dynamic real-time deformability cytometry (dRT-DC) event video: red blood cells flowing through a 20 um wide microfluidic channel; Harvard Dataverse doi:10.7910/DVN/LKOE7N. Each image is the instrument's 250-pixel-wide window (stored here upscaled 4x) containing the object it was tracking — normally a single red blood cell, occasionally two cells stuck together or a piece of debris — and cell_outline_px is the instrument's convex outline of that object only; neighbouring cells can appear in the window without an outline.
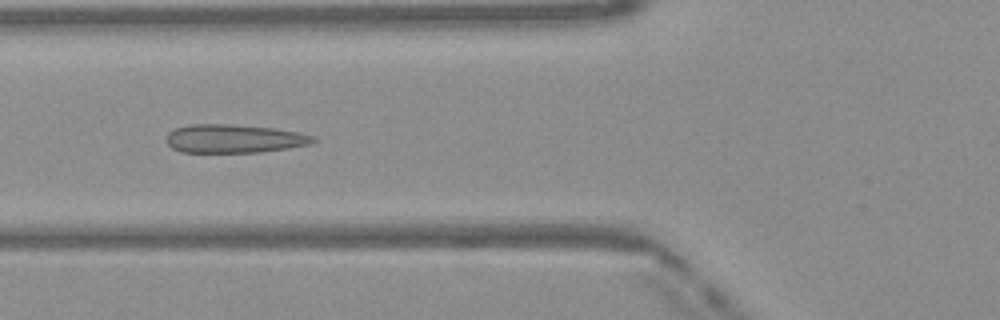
{"species": "Egyptian fruit bat (a non-hibernating species)", "species_latin": "Rousettus aegyptiacus", "temperature_condition": "warm", "stored_images_in_passage": 49, "camera_frame_rate_fps": 3000, "um_per_image_px": 0.085, "frame": {"image": 1, "passage_image": 18, "time_ms": 5.667, "image_size_px": [1000, 320], "cell_outline_px": [[316, 140], [312, 144], [288, 148], [260, 152], [180, 152], [172, 148], [164, 140], [168, 132], [176, 128], [188, 124], [232, 124], [272, 128], [300, 132], [316, 136]], "centroid_in_image_um": [19.89, 11.78], "position_along_channel_um": 105.9, "area_um2": 24.62}}
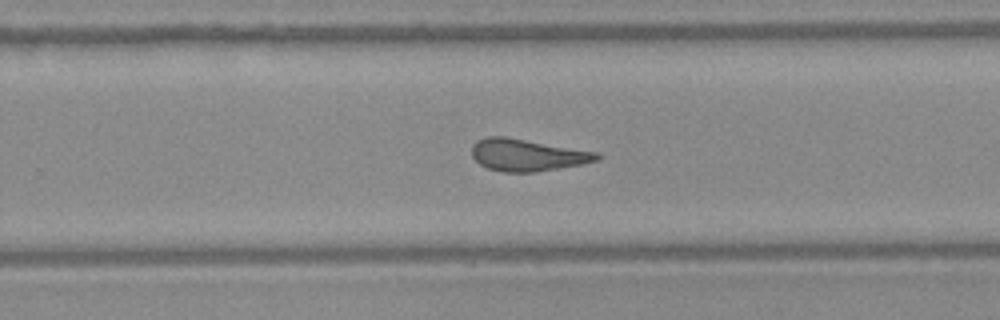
{"frame": {"image": 2, "passage_image": 31, "time_ms": 10.0, "image_size_px": [1000, 320], "cell_outline_px": [[600, 160], [584, 164], [536, 172], [504, 172], [488, 168], [480, 164], [472, 156], [472, 144], [476, 140], [488, 136], [504, 136], [600, 152]], "centroid_in_image_um": [44.85, 13.17], "position_along_channel_um": 284.9, "area_um2": 23.58}}
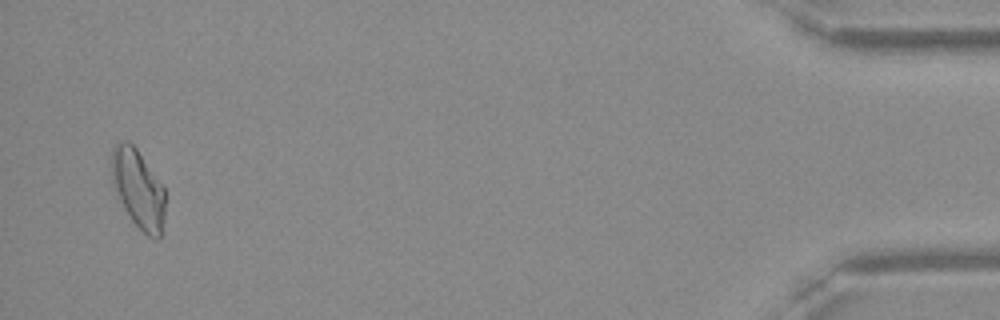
{"frame": {"image": 3, "passage_image": 47, "time_ms": 15.333, "image_size_px": [1000, 320], "cell_outline_px": [[164, 220], [160, 236], [156, 240], [148, 236], [132, 220], [112, 188], [112, 148], [120, 140], [128, 140], [136, 148], [164, 188]], "centroid_in_image_um": [11.73, 16.04], "position_along_channel_um": 423.5, "area_um2": 24.33}}